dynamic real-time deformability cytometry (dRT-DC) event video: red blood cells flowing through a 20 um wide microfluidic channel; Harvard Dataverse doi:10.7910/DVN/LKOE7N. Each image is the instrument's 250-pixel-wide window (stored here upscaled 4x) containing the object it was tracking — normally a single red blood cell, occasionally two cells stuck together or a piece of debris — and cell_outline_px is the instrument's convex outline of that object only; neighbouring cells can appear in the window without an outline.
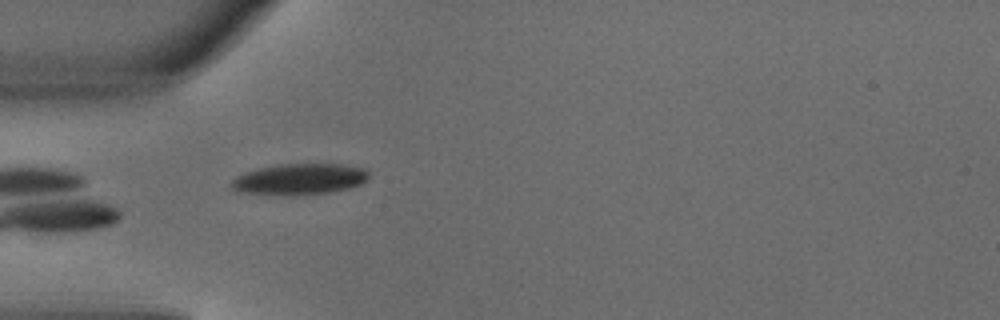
{"species": "common noctule bat (a hibernating species)", "species_latin": "Nyctalus noctula", "temperature_condition": "warm", "stored_images_in_passage": 3, "camera_frame_rate_fps": 3000, "um_per_image_px": 0.085, "animal": {"sex": "male", "body_mass_g": 18.8}, "frame": {"image": 1, "passage_image": 2, "time_ms": 0.333, "image_size_px": [1000, 320], "cell_outline_px": [[368, 180], [360, 184], [348, 188], [328, 192], [296, 196], [292, 196], [240, 192], [232, 188], [232, 180], [236, 176], [244, 172], [260, 168], [280, 164], [340, 164], [364, 168], [368, 172]], "centroid_in_image_um": [25.46, 15.23], "position_along_channel_um": 59.5, "area_um2": 24.85}}